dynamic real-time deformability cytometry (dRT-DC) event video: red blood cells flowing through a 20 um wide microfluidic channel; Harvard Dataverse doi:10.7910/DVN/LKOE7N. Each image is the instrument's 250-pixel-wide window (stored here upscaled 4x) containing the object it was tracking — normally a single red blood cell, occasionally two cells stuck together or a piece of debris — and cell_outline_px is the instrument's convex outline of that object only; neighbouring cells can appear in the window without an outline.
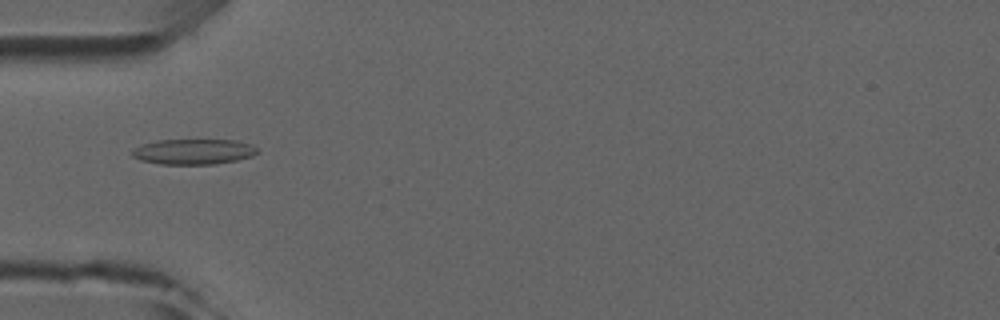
{"species": "common noctule bat (a hibernating species)", "species_latin": "Nyctalus noctula", "temperature_condition": "room temperature", "stored_images_in_passage": 5, "camera_frame_rate_fps": 3000, "um_per_image_px": 0.085, "animal": {"sex": "male", "forearm_length_mm": 52.5}, "frame": {"image": 1, "passage_image": 5, "time_ms": 4.667, "image_size_px": [1000, 320], "cell_outline_px": [[260, 152], [252, 156], [236, 160], [216, 164], [160, 164], [140, 160], [132, 156], [132, 148], [140, 144], [160, 140], [236, 140], [252, 144]], "centroid_in_image_um": [16.44, 12.89], "position_along_channel_um": 68.6, "area_um2": 18.67}}